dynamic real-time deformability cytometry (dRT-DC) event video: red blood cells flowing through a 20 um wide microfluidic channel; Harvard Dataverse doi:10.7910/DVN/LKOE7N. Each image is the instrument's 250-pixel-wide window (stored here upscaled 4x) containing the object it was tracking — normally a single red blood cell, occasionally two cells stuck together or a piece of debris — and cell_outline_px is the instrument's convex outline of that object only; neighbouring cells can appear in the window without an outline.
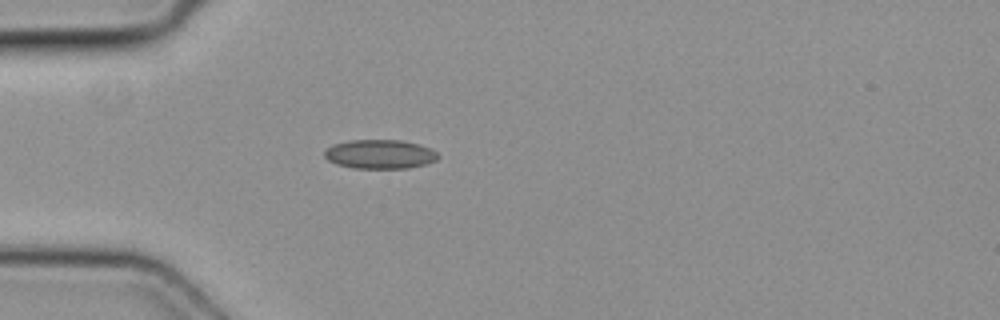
{"species": "common noctule bat (a hibernating species)", "species_latin": "Nyctalus noctula", "temperature_condition": "cold", "stored_images_in_passage": 1, "camera_frame_rate_fps": 3000, "um_per_image_px": 0.085, "animal": {"sex": "female", "body_mass_g": 19.3, "forearm_length_mm": 54.1}, "frame": {"image": 1, "passage_image": 1, "time_ms": 0.0, "image_size_px": [1000, 320], "cell_outline_px": [[440, 156], [436, 160], [424, 164], [408, 168], [352, 168], [336, 164], [328, 160], [324, 156], [324, 152], [332, 144], [348, 140], [400, 140], [420, 144], [432, 148]], "centroid_in_image_um": [32.29, 13.1], "position_along_channel_um": 52.7, "area_um2": 19.36}}